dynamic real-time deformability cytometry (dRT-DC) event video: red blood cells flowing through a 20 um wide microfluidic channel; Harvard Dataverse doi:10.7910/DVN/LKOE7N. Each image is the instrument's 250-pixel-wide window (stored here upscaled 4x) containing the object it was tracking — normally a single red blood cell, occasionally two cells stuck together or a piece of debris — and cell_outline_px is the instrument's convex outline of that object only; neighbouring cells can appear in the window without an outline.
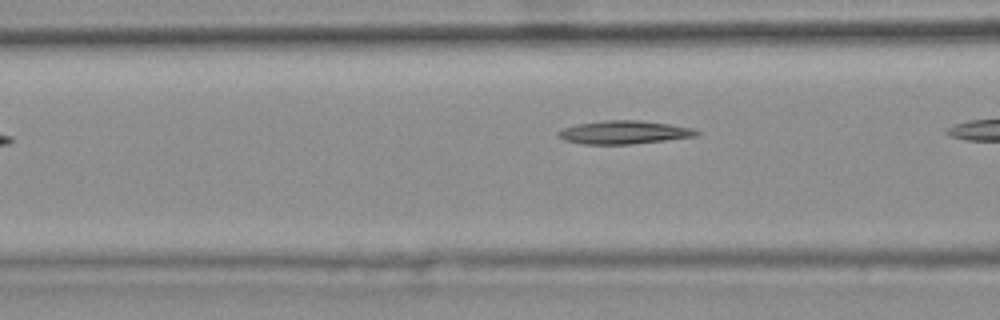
{"species": "common noctule bat (a hibernating species)", "species_latin": "Nyctalus noctula", "temperature_condition": "warm", "stored_images_in_passage": 6, "camera_frame_rate_fps": 3000, "um_per_image_px": 0.085, "animal": {"sex": "female", "body_mass_g": 25.1}, "frame": {"image": 1, "passage_image": 5, "time_ms": 1.333, "image_size_px": [1000, 320], "cell_outline_px": [[700, 132], [696, 136], [632, 144], [584, 144], [564, 140], [556, 136], [556, 132], [564, 128], [576, 124], [604, 120], [640, 120], [668, 124], [692, 128]], "centroid_in_image_um": [52.99, 11.24], "position_along_channel_um": 113.6, "area_um2": 18.67}}
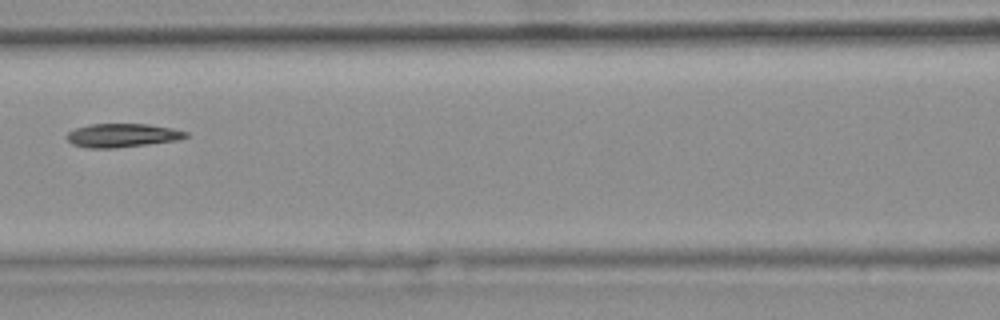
{"frame": {"image": 2, "passage_image": 6, "time_ms": 1.667, "image_size_px": [1000, 320], "cell_outline_px": [[188, 136], [180, 140], [148, 144], [112, 148], [84, 148], [72, 144], [64, 136], [68, 132], [76, 128], [88, 124], [148, 124], [172, 128], [188, 132]], "centroid_in_image_um": [10.37, 11.51], "position_along_channel_um": 156.2, "area_um2": 16.53}}